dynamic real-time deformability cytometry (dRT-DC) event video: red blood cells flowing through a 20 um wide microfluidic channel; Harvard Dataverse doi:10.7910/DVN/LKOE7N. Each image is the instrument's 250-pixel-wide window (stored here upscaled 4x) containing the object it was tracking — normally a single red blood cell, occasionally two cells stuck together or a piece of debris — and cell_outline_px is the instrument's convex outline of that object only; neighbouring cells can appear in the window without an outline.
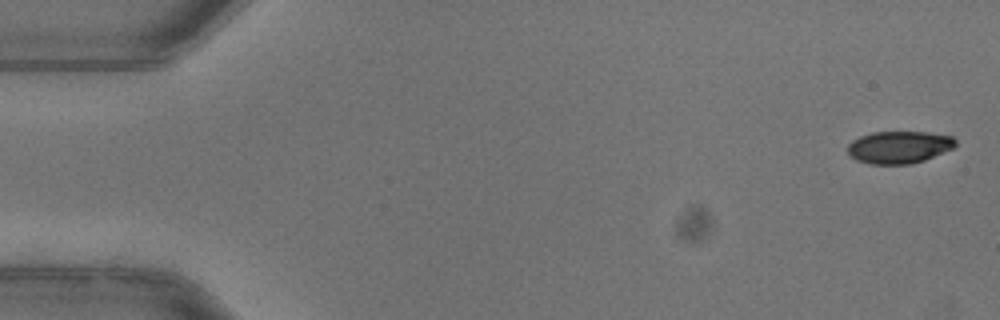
{"species": "common noctule bat (a hibernating species)", "species_latin": "Nyctalus noctula", "temperature_condition": "warm", "stored_images_in_passage": 52, "camera_frame_rate_fps": 3000, "um_per_image_px": 0.085, "animal": {"sex": "female"}, "frame": {"image": 1, "passage_image": 1, "time_ms": 0.0, "image_size_px": [1000, 320], "cell_outline_px": [[956, 144], [952, 148], [924, 160], [912, 164], [872, 164], [856, 160], [848, 156], [848, 144], [852, 140], [860, 136], [872, 132], [928, 132], [952, 136], [956, 140]], "centroid_in_image_um": [76.39, 12.51], "position_along_channel_um": 8.6, "area_um2": 20.35}}
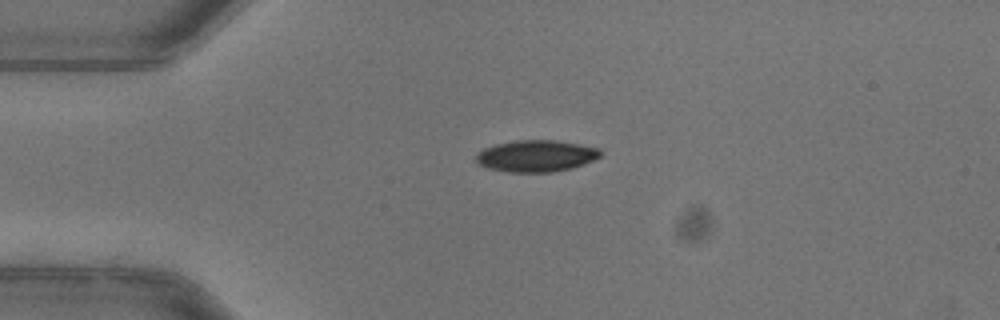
{"frame": {"image": 2, "passage_image": 12, "time_ms": 3.667, "image_size_px": [1000, 320], "cell_outline_px": [[604, 152], [600, 156], [584, 164], [572, 168], [552, 172], [508, 172], [488, 168], [480, 164], [476, 160], [476, 152], [484, 148], [496, 144], [516, 140], [556, 140], [580, 144], [600, 148]], "centroid_in_image_um": [45.59, 13.25], "position_along_channel_um": 39.4, "area_um2": 23.06}}
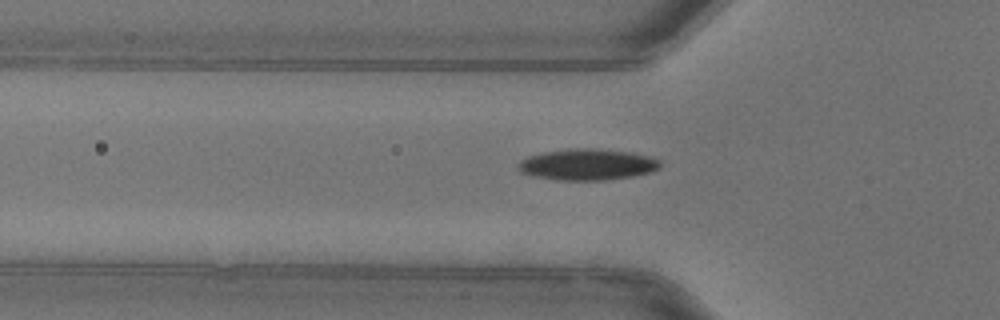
{"frame": {"image": 3, "passage_image": 17, "time_ms": 5.333, "image_size_px": [1000, 320], "cell_outline_px": [[660, 168], [648, 172], [632, 176], [604, 180], [560, 180], [536, 176], [520, 172], [516, 164], [520, 160], [528, 156], [544, 152], [572, 148], [592, 148], [632, 152], [648, 156], [660, 160]], "centroid_in_image_um": [49.91, 13.97], "position_along_channel_um": 75.9, "area_um2": 25.72}, "authors_computed_cell_mechanics": {"area_um2": 23.3512, "velocity_mm_per_s": 3.9691, "shape_relaxation_time_tau1_ms": 5.2927, "shape_relaxation_time_tau2_ms": 9.6793, "deformation_change_tau1": 0.1736, "deformation_change_tau2": 0.1402}}